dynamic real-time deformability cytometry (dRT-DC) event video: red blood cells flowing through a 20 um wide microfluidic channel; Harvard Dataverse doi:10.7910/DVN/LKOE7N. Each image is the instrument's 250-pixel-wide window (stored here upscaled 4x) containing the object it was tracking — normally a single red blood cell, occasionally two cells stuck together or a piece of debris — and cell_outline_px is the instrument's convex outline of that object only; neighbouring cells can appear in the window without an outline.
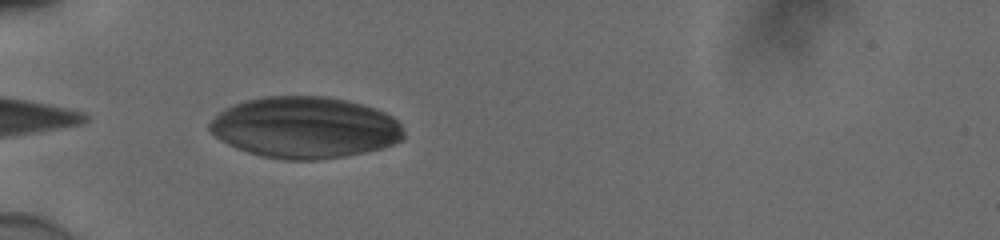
{"species": "human", "species_latin": "Homo sapiens", "temperature_condition": "cold", "stored_images_in_passage": 24, "camera_frame_rate_fps": 3000, "um_per_image_px": 0.085, "donor": {"sex": "male"}, "frame": {"image": 1, "passage_image": 1, "time_ms": 0.0, "image_size_px": [1000, 240], "cell_outline_px": [[404, 136], [400, 140], [384, 148], [344, 156], [320, 160], [284, 160], [264, 156], [248, 152], [236, 148], [220, 140], [208, 128], [208, 124], [224, 108], [244, 100], [264, 96], [328, 96], [348, 100], [364, 104], [376, 108], [392, 116], [400, 124], [404, 132]], "centroid_in_image_um": [25.93, 10.83], "position_along_channel_um": 59.1, "area_um2": 69.76}}
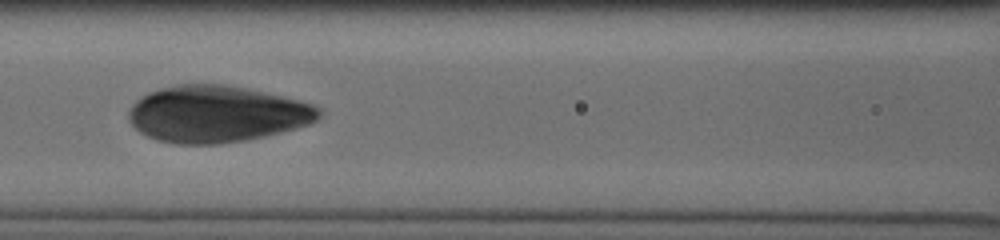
{"frame": {"image": 2, "passage_image": 9, "time_ms": 2.667, "image_size_px": [1000, 240], "cell_outline_px": [[324, 112], [312, 124], [264, 136], [244, 140], [220, 144], [176, 144], [156, 140], [140, 132], [128, 120], [128, 112], [132, 104], [136, 100], [148, 92], [160, 88], [176, 84], [224, 84], [264, 92], [312, 104], [320, 108]], "centroid_in_image_um": [18.4, 9.69], "position_along_channel_um": 148.2, "area_um2": 62.83}}
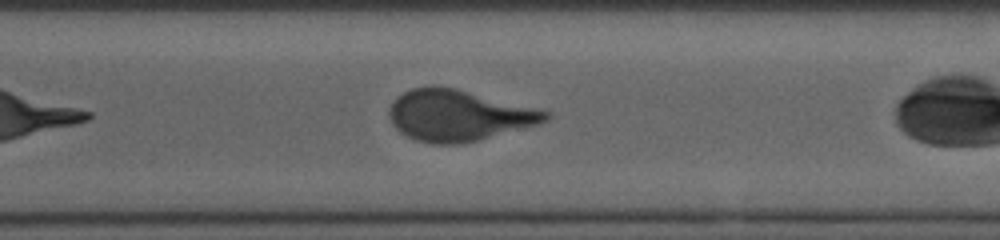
{"frame": {"image": 3, "passage_image": 20, "time_ms": 6.333, "image_size_px": [1000, 240], "cell_outline_px": [[552, 116], [548, 120], [540, 124], [460, 144], [432, 144], [416, 140], [400, 132], [392, 124], [388, 116], [388, 112], [396, 96], [412, 88], [436, 84], [456, 88], [552, 112]], "centroid_in_image_um": [38.96, 9.79], "position_along_channel_um": 331.6, "area_um2": 46.7}}